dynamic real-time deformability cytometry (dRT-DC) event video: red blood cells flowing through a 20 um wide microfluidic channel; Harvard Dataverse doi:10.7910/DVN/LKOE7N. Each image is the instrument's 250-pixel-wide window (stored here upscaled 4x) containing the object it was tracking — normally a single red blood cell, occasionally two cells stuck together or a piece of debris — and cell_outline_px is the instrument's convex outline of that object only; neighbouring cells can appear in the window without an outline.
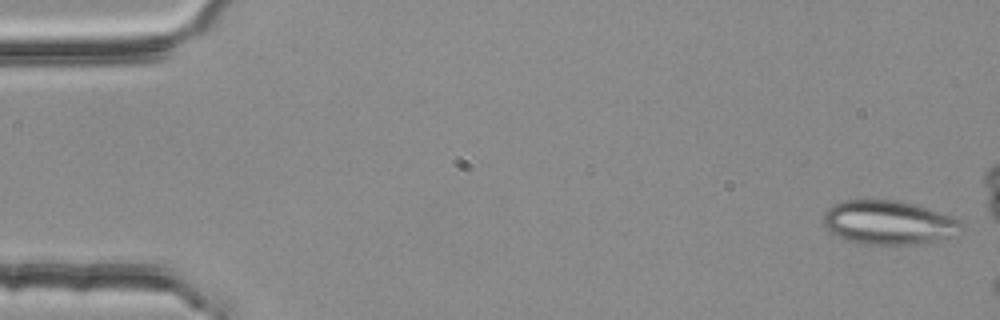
{"species": "common noctule bat (a hibernating species)", "species_latin": "Nyctalus noctula", "temperature_condition": "room temperature", "stored_images_in_passage": 5, "camera_frame_rate_fps": 3000, "um_per_image_px": 0.085, "animal": {"sex": "female", "body_mass_g": 25.1}, "frame": {"image": 1, "passage_image": 1, "time_ms": 0.0, "image_size_px": [1000, 320], "cell_outline_px": [[964, 228], [956, 236], [940, 240], [916, 244], [860, 244], [848, 240], [832, 232], [824, 224], [824, 212], [832, 204], [840, 200], [896, 200], [912, 204], [952, 216], [960, 220], [964, 224]], "centroid_in_image_um": [75.58, 18.92], "position_along_channel_um": 9.4, "area_um2": 35.37}}